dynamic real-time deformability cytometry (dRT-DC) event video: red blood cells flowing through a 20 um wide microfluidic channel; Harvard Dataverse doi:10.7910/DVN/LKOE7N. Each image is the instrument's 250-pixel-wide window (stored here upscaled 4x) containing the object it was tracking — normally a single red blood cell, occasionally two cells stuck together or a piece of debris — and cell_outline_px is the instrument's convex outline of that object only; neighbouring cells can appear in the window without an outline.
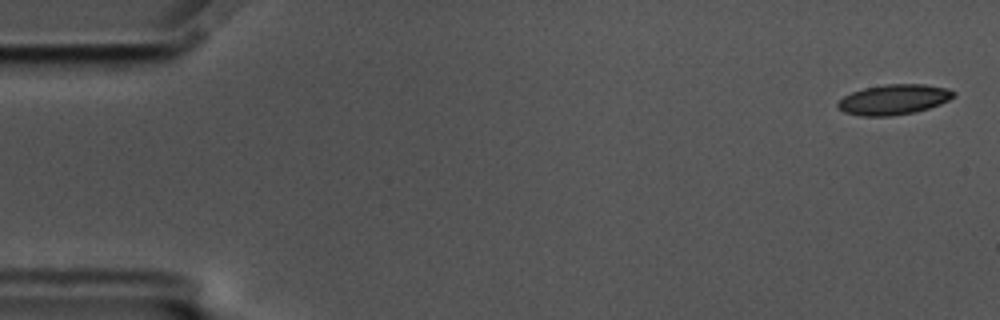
{"species": "common noctule bat (a hibernating species)", "species_latin": "Nyctalus noctula", "temperature_condition": "cold", "stored_images_in_passage": 58, "camera_frame_rate_fps": 3000, "um_per_image_px": 0.085, "animal": {"sex": "male", "body_mass_g": 17.5, "forearm_length_mm": 52.3}, "frame": {"image": 1, "passage_image": 1, "time_ms": 0.0, "image_size_px": [1000, 320], "cell_outline_px": [[956, 96], [940, 104], [916, 112], [892, 116], [860, 116], [844, 112], [836, 104], [844, 96], [852, 92], [864, 88], [884, 84], [924, 84], [948, 88], [956, 92]], "centroid_in_image_um": [76.0, 8.46], "position_along_channel_um": 9.0, "area_um2": 20.46}}
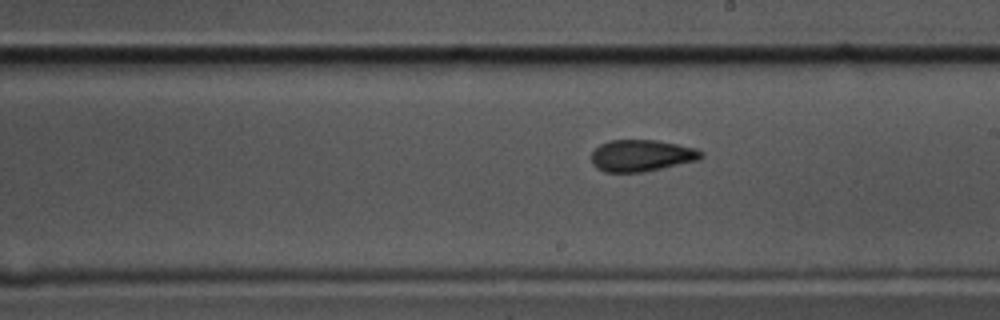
{"frame": {"image": 2, "passage_image": 32, "time_ms": 10.333, "image_size_px": [1000, 320], "cell_outline_px": [[704, 156], [696, 160], [644, 172], [604, 172], [596, 168], [592, 164], [592, 152], [600, 144], [608, 140], [656, 140], [696, 148], [704, 152]], "centroid_in_image_um": [54.5, 13.22], "position_along_channel_um": 234.5, "area_um2": 20.23}}
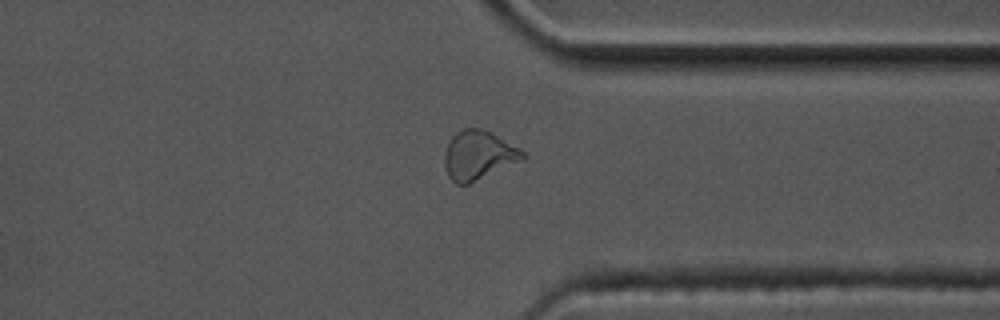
{"frame": {"image": 3, "passage_image": 44, "time_ms": 14.333, "image_size_px": [1000, 320], "cell_outline_px": [[528, 156], [524, 160], [468, 184], [456, 184], [448, 176], [444, 164], [444, 156], [448, 144], [452, 136], [456, 132], [464, 128], [480, 128], [492, 132], [520, 148]], "centroid_in_image_um": [40.7, 13.19], "position_along_channel_um": 370.7, "area_um2": 22.48}, "authors_computed_cell_mechanics": {"area_um2": 20.6346, "velocity_mm_per_s": 3.445, "shape_relaxation_time_tau1_ms": 11.0662, "shape_relaxation_time_tau2_ms": 2.264, "deformation_change_tau1": 0.2095, "deformation_change_tau2": 0.0964}}